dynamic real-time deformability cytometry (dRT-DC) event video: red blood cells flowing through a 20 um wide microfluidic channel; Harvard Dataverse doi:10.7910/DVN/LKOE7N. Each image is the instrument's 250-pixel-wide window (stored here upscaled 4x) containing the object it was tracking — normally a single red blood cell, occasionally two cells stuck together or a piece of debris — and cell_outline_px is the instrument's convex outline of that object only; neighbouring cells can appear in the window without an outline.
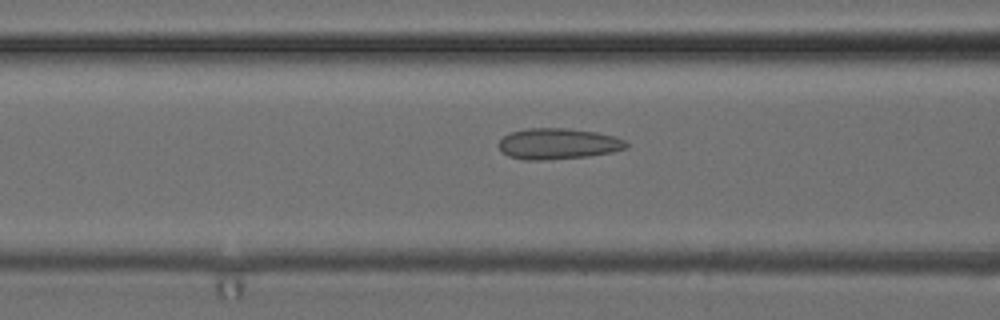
{"species": "common noctule bat (a hibernating species)", "species_latin": "Nyctalus noctula", "temperature_condition": "cold", "stored_images_in_passage": 12, "camera_frame_rate_fps": 3000, "um_per_image_px": 0.085, "animal": {"sex": "female", "body_mass_g": 24.6, "forearm_length_mm": 56.2}, "frame": {"image": 1, "passage_image": 10, "time_ms": 3.0, "image_size_px": [1000, 320], "cell_outline_px": [[628, 148], [612, 152], [588, 156], [544, 160], [524, 160], [508, 156], [496, 144], [504, 136], [512, 132], [528, 128], [568, 128], [596, 132], [616, 136], [624, 140], [628, 144]], "centroid_in_image_um": [47.45, 12.22], "position_along_channel_um": 119.2, "area_um2": 23.06}}